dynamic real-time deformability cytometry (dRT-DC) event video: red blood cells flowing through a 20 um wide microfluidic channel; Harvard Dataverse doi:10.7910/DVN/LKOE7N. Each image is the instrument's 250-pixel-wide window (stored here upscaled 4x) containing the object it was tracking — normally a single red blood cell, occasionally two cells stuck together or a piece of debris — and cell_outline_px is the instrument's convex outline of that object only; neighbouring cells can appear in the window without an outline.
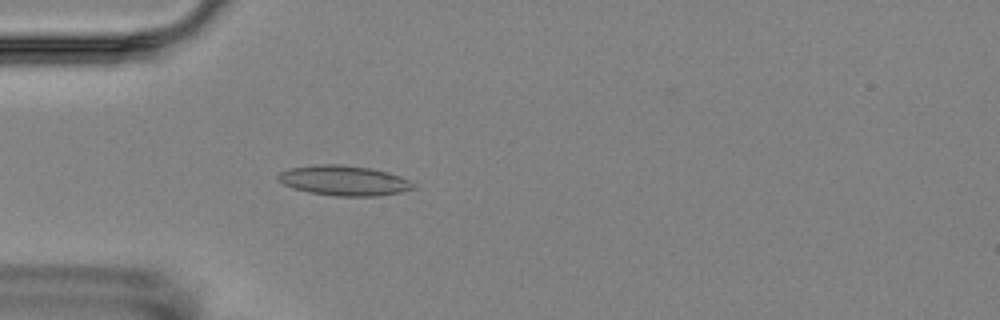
{"species": "Egyptian fruit bat (a non-hibernating species)", "species_latin": "Rousettus aegyptiacus", "temperature_condition": "room temperature", "stored_images_in_passage": 2, "camera_frame_rate_fps": 3000, "um_per_image_px": 0.085, "animal": {"sex": "female"}, "frame": {"image": 1, "passage_image": 2, "time_ms": 1.333, "image_size_px": [1000, 320], "cell_outline_px": [[416, 188], [400, 192], [376, 196], [336, 196], [308, 192], [292, 188], [276, 180], [276, 176], [280, 172], [288, 168], [316, 164], [340, 164], [368, 168], [388, 172], [400, 176], [416, 184]], "centroid_in_image_um": [29.2, 15.34], "position_along_channel_um": 55.8, "area_um2": 23.81}}